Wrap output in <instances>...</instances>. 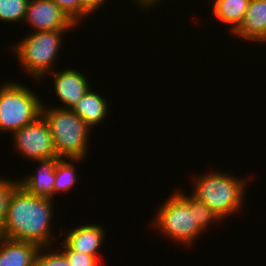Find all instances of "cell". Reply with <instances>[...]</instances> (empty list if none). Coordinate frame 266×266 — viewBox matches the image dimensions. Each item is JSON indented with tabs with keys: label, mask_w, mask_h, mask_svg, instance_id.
I'll return each mask as SVG.
<instances>
[{
	"label": "cell",
	"mask_w": 266,
	"mask_h": 266,
	"mask_svg": "<svg viewBox=\"0 0 266 266\" xmlns=\"http://www.w3.org/2000/svg\"><path fill=\"white\" fill-rule=\"evenodd\" d=\"M193 181L191 195L204 202L221 220L241 211L247 189L246 179L225 172L208 171V174L198 175Z\"/></svg>",
	"instance_id": "2"
},
{
	"label": "cell",
	"mask_w": 266,
	"mask_h": 266,
	"mask_svg": "<svg viewBox=\"0 0 266 266\" xmlns=\"http://www.w3.org/2000/svg\"><path fill=\"white\" fill-rule=\"evenodd\" d=\"M41 115L51 132L57 156L68 159L88 156L91 128L73 110L48 107L43 103Z\"/></svg>",
	"instance_id": "3"
},
{
	"label": "cell",
	"mask_w": 266,
	"mask_h": 266,
	"mask_svg": "<svg viewBox=\"0 0 266 266\" xmlns=\"http://www.w3.org/2000/svg\"><path fill=\"white\" fill-rule=\"evenodd\" d=\"M105 229L101 225L82 224L66 233L63 243L73 251L99 258V250L105 239Z\"/></svg>",
	"instance_id": "10"
},
{
	"label": "cell",
	"mask_w": 266,
	"mask_h": 266,
	"mask_svg": "<svg viewBox=\"0 0 266 266\" xmlns=\"http://www.w3.org/2000/svg\"><path fill=\"white\" fill-rule=\"evenodd\" d=\"M165 202L153 218V225L161 235L185 246L193 245L195 239L200 238L204 232L196 223L195 209L175 191Z\"/></svg>",
	"instance_id": "6"
},
{
	"label": "cell",
	"mask_w": 266,
	"mask_h": 266,
	"mask_svg": "<svg viewBox=\"0 0 266 266\" xmlns=\"http://www.w3.org/2000/svg\"><path fill=\"white\" fill-rule=\"evenodd\" d=\"M60 159L56 155L48 159L35 161L40 164L38 171L28 174L29 176L22 178V180H18L19 185L33 196L53 199L55 168Z\"/></svg>",
	"instance_id": "11"
},
{
	"label": "cell",
	"mask_w": 266,
	"mask_h": 266,
	"mask_svg": "<svg viewBox=\"0 0 266 266\" xmlns=\"http://www.w3.org/2000/svg\"><path fill=\"white\" fill-rule=\"evenodd\" d=\"M39 249L35 243L0 236V266H34Z\"/></svg>",
	"instance_id": "13"
},
{
	"label": "cell",
	"mask_w": 266,
	"mask_h": 266,
	"mask_svg": "<svg viewBox=\"0 0 266 266\" xmlns=\"http://www.w3.org/2000/svg\"><path fill=\"white\" fill-rule=\"evenodd\" d=\"M18 184V180H11L0 176V227L7 216L10 195Z\"/></svg>",
	"instance_id": "22"
},
{
	"label": "cell",
	"mask_w": 266,
	"mask_h": 266,
	"mask_svg": "<svg viewBox=\"0 0 266 266\" xmlns=\"http://www.w3.org/2000/svg\"><path fill=\"white\" fill-rule=\"evenodd\" d=\"M67 31L69 30L31 32L15 44L12 49L24 72L33 76L35 80H44V77L53 71L52 67L59 57L63 35Z\"/></svg>",
	"instance_id": "4"
},
{
	"label": "cell",
	"mask_w": 266,
	"mask_h": 266,
	"mask_svg": "<svg viewBox=\"0 0 266 266\" xmlns=\"http://www.w3.org/2000/svg\"><path fill=\"white\" fill-rule=\"evenodd\" d=\"M38 96L16 81L0 85V132L13 134L41 116L43 101Z\"/></svg>",
	"instance_id": "5"
},
{
	"label": "cell",
	"mask_w": 266,
	"mask_h": 266,
	"mask_svg": "<svg viewBox=\"0 0 266 266\" xmlns=\"http://www.w3.org/2000/svg\"><path fill=\"white\" fill-rule=\"evenodd\" d=\"M67 16L78 25L79 22L89 17L88 13L81 7L80 0H52Z\"/></svg>",
	"instance_id": "20"
},
{
	"label": "cell",
	"mask_w": 266,
	"mask_h": 266,
	"mask_svg": "<svg viewBox=\"0 0 266 266\" xmlns=\"http://www.w3.org/2000/svg\"><path fill=\"white\" fill-rule=\"evenodd\" d=\"M131 1L132 2L134 1V3H138L137 5L139 6V8L142 7V9L144 8V10L145 9L150 10L151 8H154V6L157 5V3H159V1L161 0H131Z\"/></svg>",
	"instance_id": "24"
},
{
	"label": "cell",
	"mask_w": 266,
	"mask_h": 266,
	"mask_svg": "<svg viewBox=\"0 0 266 266\" xmlns=\"http://www.w3.org/2000/svg\"><path fill=\"white\" fill-rule=\"evenodd\" d=\"M33 32L69 30L77 25L52 0H29L24 19Z\"/></svg>",
	"instance_id": "8"
},
{
	"label": "cell",
	"mask_w": 266,
	"mask_h": 266,
	"mask_svg": "<svg viewBox=\"0 0 266 266\" xmlns=\"http://www.w3.org/2000/svg\"><path fill=\"white\" fill-rule=\"evenodd\" d=\"M90 88L85 92L83 97L77 102L72 109L83 121L93 129L95 125L102 123L108 116V99L99 95L98 92Z\"/></svg>",
	"instance_id": "14"
},
{
	"label": "cell",
	"mask_w": 266,
	"mask_h": 266,
	"mask_svg": "<svg viewBox=\"0 0 266 266\" xmlns=\"http://www.w3.org/2000/svg\"><path fill=\"white\" fill-rule=\"evenodd\" d=\"M176 192L189 204L190 209H195L196 223L202 231L206 232L210 223L222 221L204 202L196 199L191 194L188 196L180 190H176Z\"/></svg>",
	"instance_id": "17"
},
{
	"label": "cell",
	"mask_w": 266,
	"mask_h": 266,
	"mask_svg": "<svg viewBox=\"0 0 266 266\" xmlns=\"http://www.w3.org/2000/svg\"><path fill=\"white\" fill-rule=\"evenodd\" d=\"M29 0H0V20L24 22Z\"/></svg>",
	"instance_id": "18"
},
{
	"label": "cell",
	"mask_w": 266,
	"mask_h": 266,
	"mask_svg": "<svg viewBox=\"0 0 266 266\" xmlns=\"http://www.w3.org/2000/svg\"><path fill=\"white\" fill-rule=\"evenodd\" d=\"M60 246L62 247H60L59 250H62L61 252L66 256L70 266H100V258H95L94 256L82 252L73 251L63 242Z\"/></svg>",
	"instance_id": "21"
},
{
	"label": "cell",
	"mask_w": 266,
	"mask_h": 266,
	"mask_svg": "<svg viewBox=\"0 0 266 266\" xmlns=\"http://www.w3.org/2000/svg\"><path fill=\"white\" fill-rule=\"evenodd\" d=\"M213 15L233 33L242 24L250 0H213Z\"/></svg>",
	"instance_id": "15"
},
{
	"label": "cell",
	"mask_w": 266,
	"mask_h": 266,
	"mask_svg": "<svg viewBox=\"0 0 266 266\" xmlns=\"http://www.w3.org/2000/svg\"><path fill=\"white\" fill-rule=\"evenodd\" d=\"M12 135L17 153L34 163L57 155L51 132L42 115Z\"/></svg>",
	"instance_id": "7"
},
{
	"label": "cell",
	"mask_w": 266,
	"mask_h": 266,
	"mask_svg": "<svg viewBox=\"0 0 266 266\" xmlns=\"http://www.w3.org/2000/svg\"><path fill=\"white\" fill-rule=\"evenodd\" d=\"M67 159L61 158L55 168V182H54V195L56 193H67L70 189L78 182L79 179L76 177V169L74 163L82 162L83 159H69L71 162L66 161Z\"/></svg>",
	"instance_id": "16"
},
{
	"label": "cell",
	"mask_w": 266,
	"mask_h": 266,
	"mask_svg": "<svg viewBox=\"0 0 266 266\" xmlns=\"http://www.w3.org/2000/svg\"><path fill=\"white\" fill-rule=\"evenodd\" d=\"M52 203L53 199L33 196L18 184L10 195L0 236L52 249Z\"/></svg>",
	"instance_id": "1"
},
{
	"label": "cell",
	"mask_w": 266,
	"mask_h": 266,
	"mask_svg": "<svg viewBox=\"0 0 266 266\" xmlns=\"http://www.w3.org/2000/svg\"><path fill=\"white\" fill-rule=\"evenodd\" d=\"M51 74L54 75V93L63 105L55 106V108L72 110L90 88L88 77L74 68H65L59 72L53 70Z\"/></svg>",
	"instance_id": "9"
},
{
	"label": "cell",
	"mask_w": 266,
	"mask_h": 266,
	"mask_svg": "<svg viewBox=\"0 0 266 266\" xmlns=\"http://www.w3.org/2000/svg\"><path fill=\"white\" fill-rule=\"evenodd\" d=\"M106 0H80L81 7L89 14L96 12ZM96 10V11H95ZM93 12V13H92Z\"/></svg>",
	"instance_id": "23"
},
{
	"label": "cell",
	"mask_w": 266,
	"mask_h": 266,
	"mask_svg": "<svg viewBox=\"0 0 266 266\" xmlns=\"http://www.w3.org/2000/svg\"><path fill=\"white\" fill-rule=\"evenodd\" d=\"M233 34L254 43L266 40V0H250L244 20Z\"/></svg>",
	"instance_id": "12"
},
{
	"label": "cell",
	"mask_w": 266,
	"mask_h": 266,
	"mask_svg": "<svg viewBox=\"0 0 266 266\" xmlns=\"http://www.w3.org/2000/svg\"><path fill=\"white\" fill-rule=\"evenodd\" d=\"M49 248L50 247H42L39 249L34 259V266H70L69 261L61 250L52 252Z\"/></svg>",
	"instance_id": "19"
}]
</instances>
